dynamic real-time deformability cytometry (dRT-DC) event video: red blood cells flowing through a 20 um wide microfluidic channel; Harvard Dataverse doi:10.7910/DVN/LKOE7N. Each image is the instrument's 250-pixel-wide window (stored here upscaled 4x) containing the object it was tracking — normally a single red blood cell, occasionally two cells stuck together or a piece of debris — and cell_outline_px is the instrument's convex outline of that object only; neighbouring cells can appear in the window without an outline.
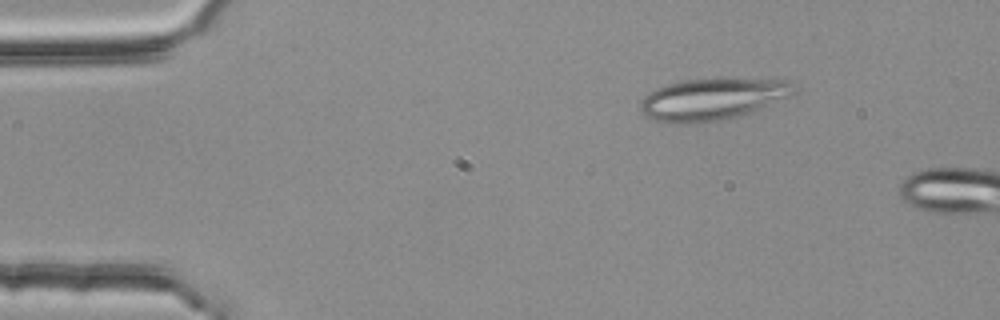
{"species": "common noctule bat (a hibernating species)", "species_latin": "Nyctalus noctula", "temperature_condition": "room temperature", "stored_images_in_passage": 3, "camera_frame_rate_fps": 3000, "um_per_image_px": 0.085, "animal": {"sex": "female", "body_mass_g": 25.1}, "frame": {"image": 1, "passage_image": 2, "time_ms": 0.333, "image_size_px": [1000, 320], "cell_outline_px": [[796, 92], [792, 96], [748, 112], [736, 116], [720, 120], [680, 124], [676, 124], [656, 120], [644, 116], [640, 108], [640, 104], [644, 96], [648, 92], [656, 88], [668, 84], [684, 80], [792, 80], [796, 88]], "centroid_in_image_um": [60.53, 8.44], "position_along_channel_um": 24.5, "area_um2": 36.65}}